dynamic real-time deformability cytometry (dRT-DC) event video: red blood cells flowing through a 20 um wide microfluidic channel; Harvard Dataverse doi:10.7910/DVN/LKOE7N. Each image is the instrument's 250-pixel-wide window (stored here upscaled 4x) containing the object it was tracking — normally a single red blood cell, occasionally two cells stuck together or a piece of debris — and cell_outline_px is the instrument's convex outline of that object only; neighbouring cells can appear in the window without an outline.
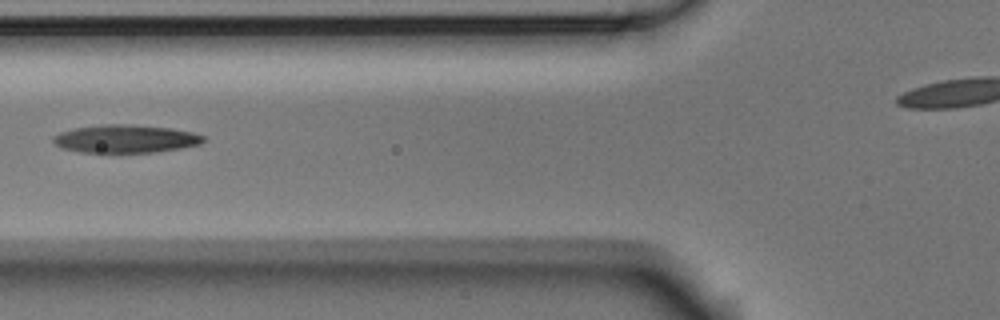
{"species": "Egyptian fruit bat (a non-hibernating species)", "species_latin": "Rousettus aegyptiacus", "temperature_condition": "room temperature", "stored_images_in_passage": 7, "camera_frame_rate_fps": 3000, "um_per_image_px": 0.085, "animal": {"sex": "male"}, "frame": {"image": 1, "passage_image": 6, "time_ms": 1.667, "image_size_px": [1000, 320], "cell_outline_px": [[204, 140], [200, 144], [180, 148], [156, 152], [80, 152], [64, 148], [56, 144], [52, 140], [52, 136], [60, 132], [76, 128], [104, 124], [128, 124], [172, 128], [192, 132], [204, 136]], "centroid_in_image_um": [10.67, 11.79], "position_along_channel_um": 115.1, "area_um2": 24.33}}
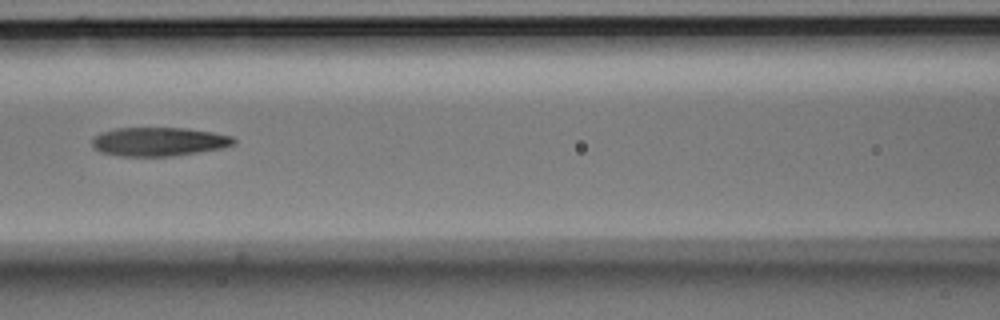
{"frame": {"image": 2, "passage_image": 7, "time_ms": 2.0, "image_size_px": [1000, 320], "cell_outline_px": [[236, 140], [232, 144], [220, 148], [172, 156], [120, 156], [100, 152], [92, 148], [92, 136], [100, 132], [116, 128], [184, 128], [212, 132], [232, 136]], "centroid_in_image_um": [13.41, 12.03], "position_along_channel_um": 153.2, "area_um2": 23.7}}